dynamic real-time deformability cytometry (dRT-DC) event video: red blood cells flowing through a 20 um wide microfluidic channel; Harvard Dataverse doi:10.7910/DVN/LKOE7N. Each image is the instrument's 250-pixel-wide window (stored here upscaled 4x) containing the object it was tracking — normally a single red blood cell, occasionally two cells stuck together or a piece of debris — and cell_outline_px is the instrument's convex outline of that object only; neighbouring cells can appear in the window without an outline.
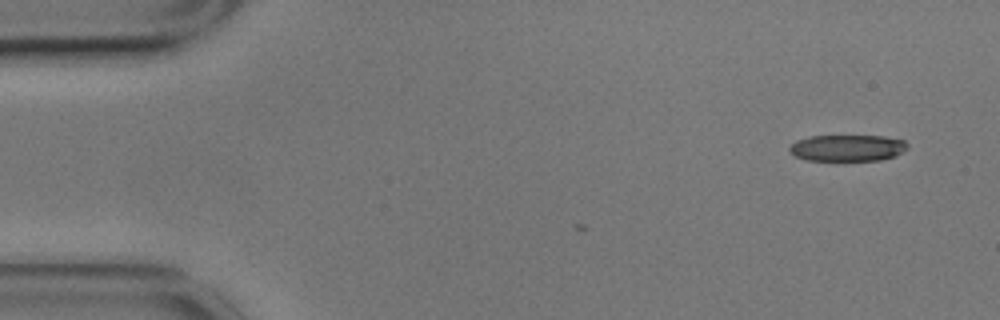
{"species": "common noctule bat (a hibernating species)", "species_latin": "Nyctalus noctula", "temperature_condition": "cold", "stored_images_in_passage": 6, "camera_frame_rate_fps": 3000, "um_per_image_px": 0.085, "animal": {"sex": "male", "body_mass_g": 17.9}, "frame": {"image": 1, "passage_image": 1, "time_ms": 0.0, "image_size_px": [1000, 320], "cell_outline_px": [[908, 148], [896, 156], [880, 160], [808, 160], [796, 156], [788, 148], [796, 140], [808, 136], [884, 136], [904, 140], [908, 144]], "centroid_in_image_um": [72.06, 12.57], "position_along_channel_um": 12.9, "area_um2": 18.15}}